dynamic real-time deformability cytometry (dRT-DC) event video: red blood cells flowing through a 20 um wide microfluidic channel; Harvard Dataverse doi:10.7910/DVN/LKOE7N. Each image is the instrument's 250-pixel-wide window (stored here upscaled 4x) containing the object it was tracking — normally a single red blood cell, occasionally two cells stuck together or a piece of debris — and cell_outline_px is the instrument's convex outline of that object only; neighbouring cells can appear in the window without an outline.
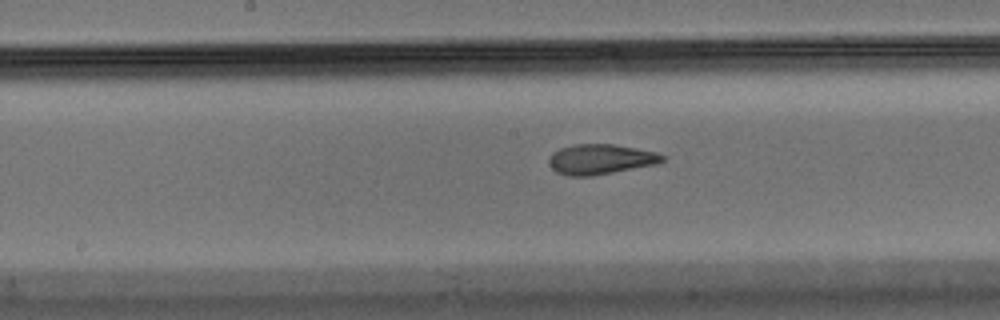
{"species": "Egyptian fruit bat (a non-hibernating species)", "species_latin": "Rousettus aegyptiacus", "temperature_condition": "warm", "stored_images_in_passage": 27, "camera_frame_rate_fps": 3000, "um_per_image_px": 0.085, "animal": {"sex": "male"}, "frame": {"image": 1, "passage_image": 12, "time_ms": 3.667, "image_size_px": [1000, 320], "cell_outline_px": [[664, 160], [656, 164], [592, 176], [568, 176], [556, 172], [548, 164], [548, 156], [552, 152], [560, 148], [572, 144], [616, 144], [656, 152], [664, 156]], "centroid_in_image_um": [50.99, 13.53], "position_along_channel_um": 197.2, "area_um2": 20.06}}
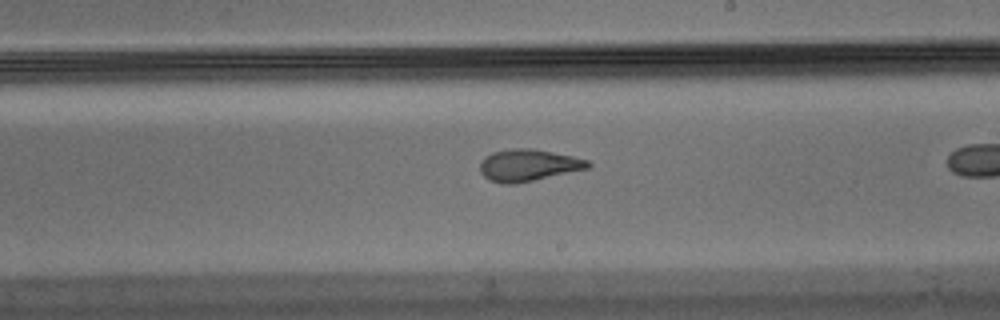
{"frame": {"image": 2, "passage_image": 16, "time_ms": 5.0, "image_size_px": [1000, 320], "cell_outline_px": [[592, 164], [588, 168], [516, 184], [504, 184], [488, 180], [480, 172], [480, 160], [484, 156], [492, 152], [512, 148], [532, 148], [572, 156], [588, 160]], "centroid_in_image_um": [44.86, 14.04], "position_along_channel_um": 244.1, "area_um2": 20.11}}